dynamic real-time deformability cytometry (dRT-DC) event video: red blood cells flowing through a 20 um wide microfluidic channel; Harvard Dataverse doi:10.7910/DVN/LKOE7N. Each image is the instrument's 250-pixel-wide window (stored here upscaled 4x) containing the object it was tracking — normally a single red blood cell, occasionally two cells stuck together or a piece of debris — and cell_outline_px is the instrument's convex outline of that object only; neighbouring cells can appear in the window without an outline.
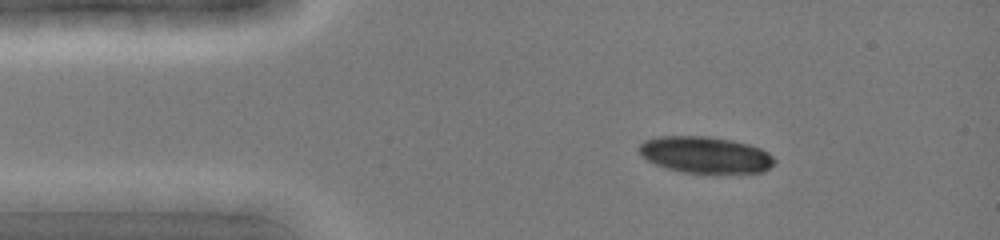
{"species": "common noctule bat (a hibernating species)", "species_latin": "Nyctalus noctula", "temperature_condition": "cold", "stored_images_in_passage": 15, "camera_frame_rate_fps": 3000, "um_per_image_px": 0.085, "animal": {"sex": "female", "body_mass_g": 19.0, "forearm_length_mm": 51.5}, "frame": {"image": 1, "passage_image": 7, "time_ms": 2.0, "image_size_px": [1000, 240], "cell_outline_px": [[776, 160], [764, 172], [716, 176], [704, 176], [680, 172], [664, 168], [648, 160], [640, 152], [640, 144], [644, 140], [660, 136], [708, 136], [732, 140], [748, 144], [760, 148], [768, 152]], "centroid_in_image_um": [59.99, 13.22], "position_along_channel_um": 25.0, "area_um2": 29.88}}